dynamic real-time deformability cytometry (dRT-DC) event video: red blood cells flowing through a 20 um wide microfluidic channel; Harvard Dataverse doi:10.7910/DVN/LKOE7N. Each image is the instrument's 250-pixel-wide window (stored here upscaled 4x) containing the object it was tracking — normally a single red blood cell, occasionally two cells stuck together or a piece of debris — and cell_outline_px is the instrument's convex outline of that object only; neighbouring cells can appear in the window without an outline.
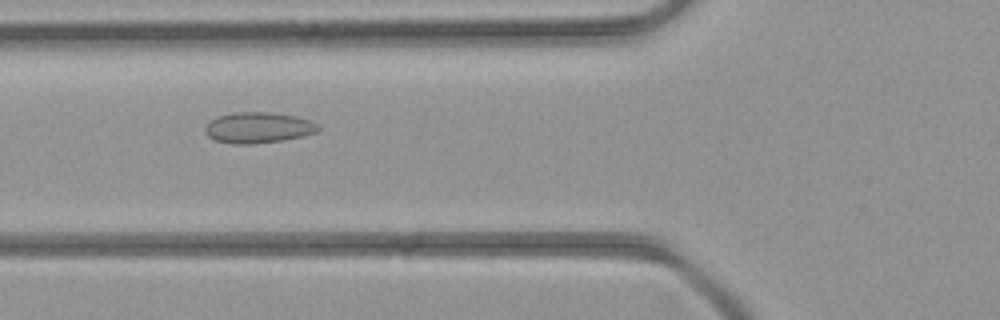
{"species": "common noctule bat (a hibernating species)", "species_latin": "Nyctalus noctula", "temperature_condition": "room temperature", "stored_images_in_passage": 5, "camera_frame_rate_fps": 3000, "um_per_image_px": 0.085, "animal": {"sex": "female", "body_mass_g": 21.9}, "frame": {"image": 1, "passage_image": 5, "time_ms": 4.333, "image_size_px": [1000, 320], "cell_outline_px": [[320, 128], [316, 132], [304, 136], [284, 140], [252, 144], [232, 144], [216, 140], [208, 136], [204, 132], [204, 128], [208, 120], [216, 116], [232, 112], [272, 112], [296, 116], [308, 120], [316, 124]], "centroid_in_image_um": [21.89, 10.84], "position_along_channel_um": 103.9, "area_um2": 20.58}}